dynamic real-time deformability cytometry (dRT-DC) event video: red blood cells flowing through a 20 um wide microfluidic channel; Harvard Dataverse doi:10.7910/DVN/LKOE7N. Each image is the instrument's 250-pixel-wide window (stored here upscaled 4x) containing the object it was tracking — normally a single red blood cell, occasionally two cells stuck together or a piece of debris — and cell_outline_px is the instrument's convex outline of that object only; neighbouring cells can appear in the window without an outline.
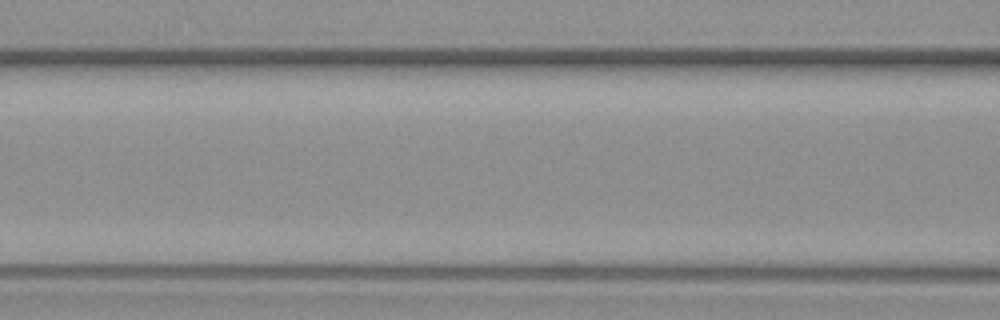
{"species": "common noctule bat (a hibernating species)", "species_latin": "Nyctalus noctula", "temperature_condition": "warm", "stored_images_in_passage": 6, "segment_of_instrument_passage": [2, 2], "camera_frame_rate_fps": 3000, "um_per_image_px": 0.085, "animal": {"sex": "female", "body_mass_g": 19.3, "forearm_length_mm": 54.1}, "frame": {"image": 1, "passage_image": 6, "time_ms": 7.333, "image_size_px": [1000, 320], "cell_outline_px": [[844, 280], [680, 280], [676, 272], [684, 260], [824, 260]], "centroid_in_image_um": [64.32, 22.97], "position_along_channel_um": 102.3, "area_um2": 22.37}}